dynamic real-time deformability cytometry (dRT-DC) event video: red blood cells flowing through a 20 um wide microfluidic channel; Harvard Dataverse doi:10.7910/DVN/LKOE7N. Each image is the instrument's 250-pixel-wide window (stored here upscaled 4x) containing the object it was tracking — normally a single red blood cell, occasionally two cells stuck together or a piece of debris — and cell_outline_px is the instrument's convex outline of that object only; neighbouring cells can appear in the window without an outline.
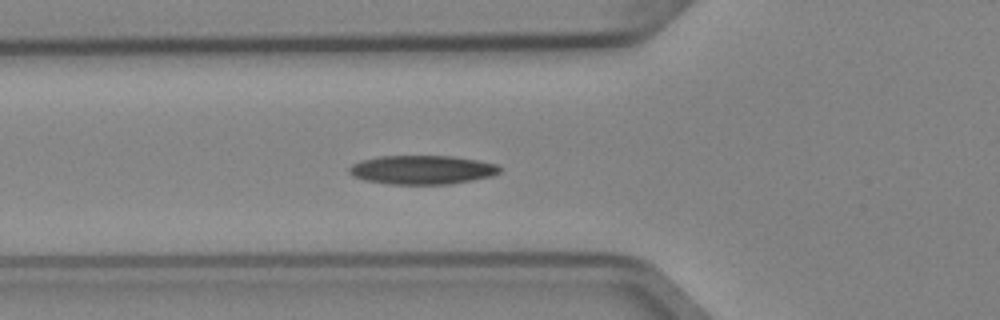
{"species": "Egyptian fruit bat (a non-hibernating species)", "species_latin": "Rousettus aegyptiacus", "temperature_condition": "cold", "stored_images_in_passage": 36, "segment_of_instrument_passage": [1, 2], "camera_frame_rate_fps": 3000, "um_per_image_px": 0.085, "animal": {"sex": "female"}, "frame": {"image": 1, "passage_image": 2, "time_ms": 0.333, "image_size_px": [1000, 320], "cell_outline_px": [[500, 172], [492, 176], [448, 184], [388, 184], [364, 180], [352, 176], [348, 172], [348, 168], [352, 164], [360, 160], [380, 156], [452, 156], [476, 160], [496, 164], [500, 168]], "centroid_in_image_um": [35.82, 14.43], "position_along_channel_um": 90.0, "area_um2": 25.32}}
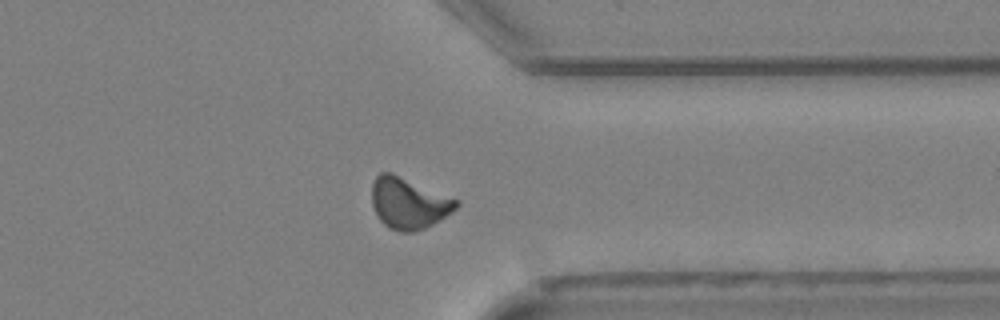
{"frame": {"image": 2, "passage_image": 24, "time_ms": 7.667, "image_size_px": [1000, 320], "cell_outline_px": [[460, 204], [452, 212], [440, 220], [424, 228], [412, 232], [400, 232], [388, 228], [376, 216], [372, 204], [372, 184], [376, 176], [380, 172], [392, 172], [460, 200]], "centroid_in_image_um": [34.73, 17.26], "position_along_channel_um": 376.7, "area_um2": 25.43}}
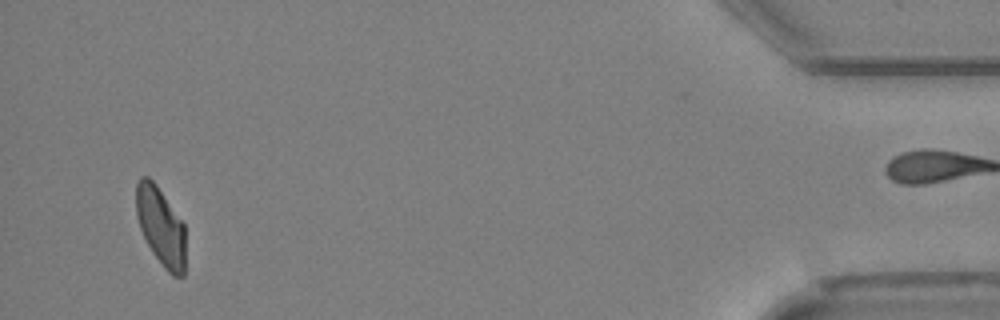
{"frame": {"image": 3, "passage_image": 33, "time_ms": 10.667, "image_size_px": [1000, 320], "cell_outline_px": [[184, 276], [172, 276], [164, 268], [152, 252], [140, 228], [136, 212], [136, 180], [140, 176], [148, 176], [156, 184], [184, 224]], "centroid_in_image_um": [13.64, 19.22], "position_along_channel_um": 421.6, "area_um2": 22.37}}